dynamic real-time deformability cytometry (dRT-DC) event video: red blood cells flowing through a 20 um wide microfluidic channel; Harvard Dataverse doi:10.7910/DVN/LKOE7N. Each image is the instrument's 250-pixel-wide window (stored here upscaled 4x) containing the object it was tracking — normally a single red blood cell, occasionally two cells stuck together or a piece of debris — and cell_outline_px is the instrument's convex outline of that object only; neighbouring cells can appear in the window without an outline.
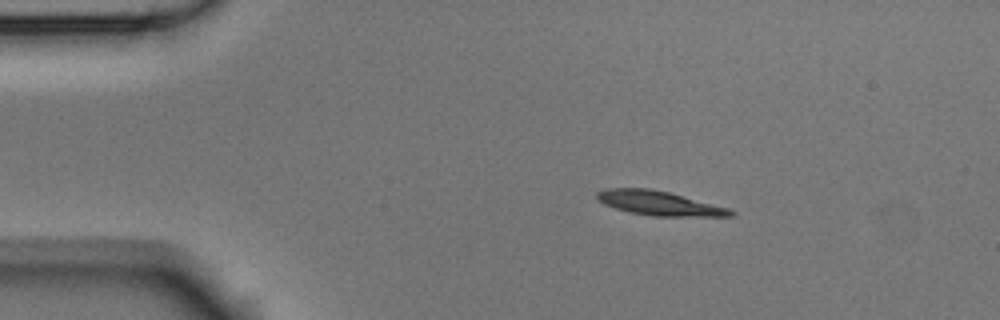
{"species": "Egyptian fruit bat (a non-hibernating species)", "species_latin": "Rousettus aegyptiacus", "temperature_condition": "room temperature", "stored_images_in_passage": 9, "camera_frame_rate_fps": 3000, "um_per_image_px": 0.085, "animal": {"sex": "male"}, "frame": {"image": 1, "passage_image": 1, "time_ms": 0.0, "image_size_px": [1000, 320], "cell_outline_px": [[736, 212], [732, 216], [652, 216], [628, 212], [604, 204], [596, 196], [596, 192], [604, 188], [648, 188], [668, 192], [728, 208]], "centroid_in_image_um": [55.99, 17.27], "position_along_channel_um": 29.0, "area_um2": 18.73}}
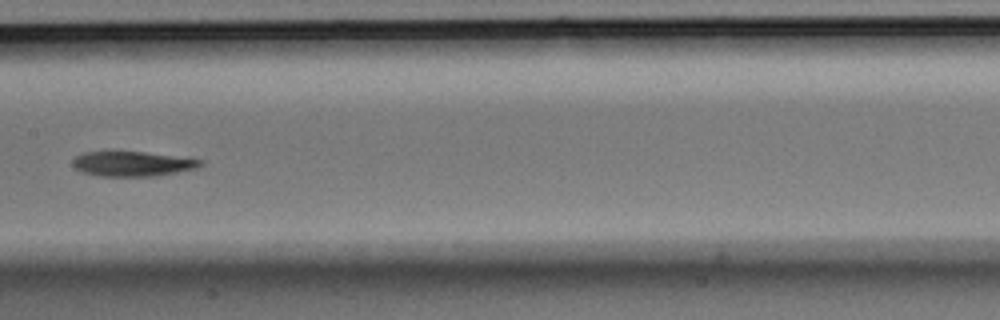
{"frame": {"image": 2, "passage_image": 6, "time_ms": 1.667, "image_size_px": [1000, 320], "cell_outline_px": [[204, 164], [196, 168], [156, 176], [100, 176], [84, 172], [76, 168], [72, 164], [72, 160], [76, 156], [84, 152], [108, 148], [144, 152], [204, 160]], "centroid_in_image_um": [11.19, 13.87], "position_along_channel_um": 196.2, "area_um2": 19.13}}
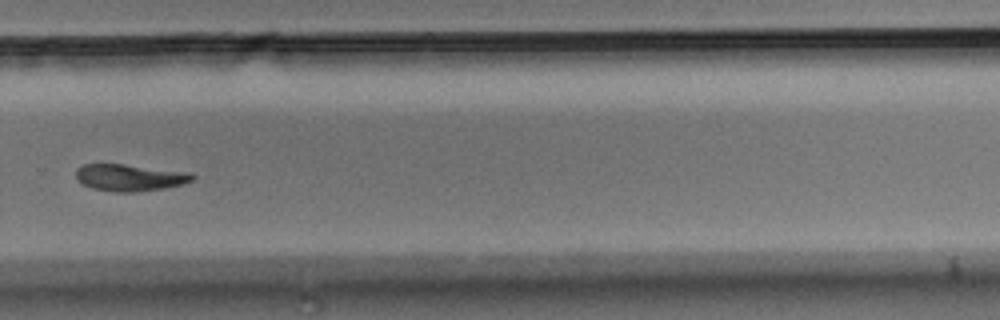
{"frame": {"image": 3, "passage_image": 9, "time_ms": 2.667, "image_size_px": [1000, 320], "cell_outline_px": [[196, 176], [192, 180], [184, 184], [164, 188], [136, 192], [112, 192], [92, 188], [76, 180], [76, 168], [84, 164], [124, 164], [192, 172]], "centroid_in_image_um": [11.05, 15.09], "position_along_channel_um": 318.8, "area_um2": 18.44}}